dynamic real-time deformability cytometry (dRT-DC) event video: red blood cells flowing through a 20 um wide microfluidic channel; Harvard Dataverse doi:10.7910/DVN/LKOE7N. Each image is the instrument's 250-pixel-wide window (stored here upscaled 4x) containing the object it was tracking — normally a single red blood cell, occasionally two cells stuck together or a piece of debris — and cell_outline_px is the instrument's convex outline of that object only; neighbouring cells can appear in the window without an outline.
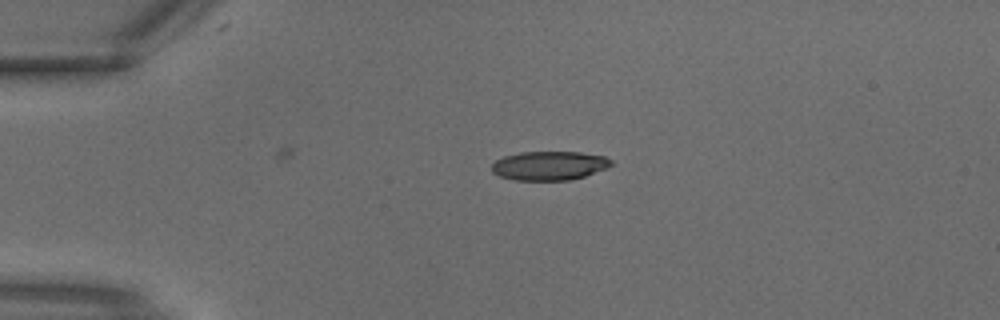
{"species": "common noctule bat (a hibernating species)", "species_latin": "Nyctalus noctula", "temperature_condition": "warm", "stored_images_in_passage": 2, "camera_frame_rate_fps": 3000, "um_per_image_px": 0.085, "animal": {"sex": "male", "body_mass_g": 18.8}, "frame": {"image": 1, "passage_image": 1, "time_ms": 0.0, "image_size_px": [1000, 320], "cell_outline_px": [[616, 164], [584, 176], [568, 180], [512, 180], [500, 176], [492, 172], [492, 164], [496, 160], [504, 156], [520, 152], [580, 152], [604, 156], [612, 160]], "centroid_in_image_um": [46.69, 14.08], "position_along_channel_um": 38.3, "area_um2": 20.17}}